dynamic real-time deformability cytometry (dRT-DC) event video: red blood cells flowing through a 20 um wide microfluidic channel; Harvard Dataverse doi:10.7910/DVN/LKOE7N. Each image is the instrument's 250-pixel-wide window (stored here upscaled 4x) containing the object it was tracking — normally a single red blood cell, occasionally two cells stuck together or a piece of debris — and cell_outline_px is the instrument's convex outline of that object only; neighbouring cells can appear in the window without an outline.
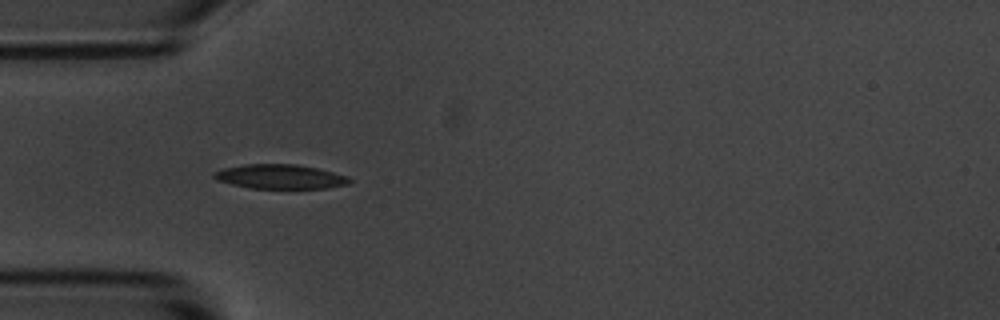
{"species": "common noctule bat (a hibernating species)", "species_latin": "Nyctalus noctula", "temperature_condition": "room temperature", "stored_images_in_passage": 4, "camera_frame_rate_fps": 3000, "um_per_image_px": 0.085, "animal": {"sex": "male", "body_mass_g": 20.1, "forearm_length_mm": 53.5}, "frame": {"image": 1, "passage_image": 3, "time_ms": 0.667, "image_size_px": [1000, 320], "cell_outline_px": [[352, 180], [348, 184], [328, 188], [252, 188], [232, 184], [216, 180], [212, 176], [212, 172], [224, 168], [244, 164], [296, 164], [316, 168], [348, 176]], "centroid_in_image_um": [23.79, 15.01], "position_along_channel_um": 61.2, "area_um2": 19.19}}